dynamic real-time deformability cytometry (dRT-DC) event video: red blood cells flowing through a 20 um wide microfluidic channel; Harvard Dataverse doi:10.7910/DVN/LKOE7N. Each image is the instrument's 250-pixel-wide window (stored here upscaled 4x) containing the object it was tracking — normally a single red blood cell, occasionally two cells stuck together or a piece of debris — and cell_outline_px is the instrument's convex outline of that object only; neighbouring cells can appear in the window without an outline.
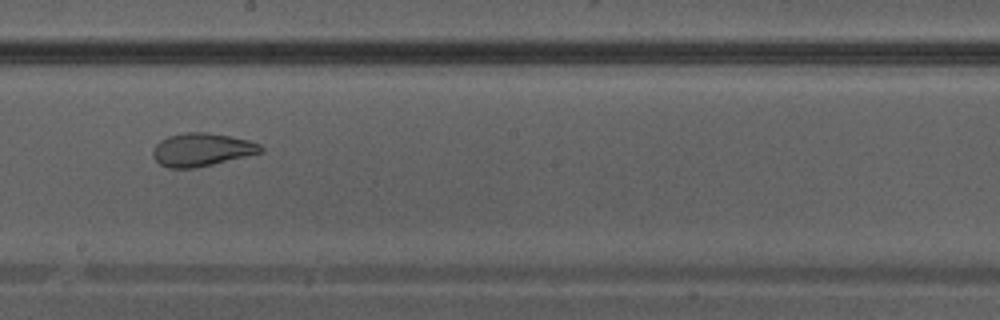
{"species": "Egyptian fruit bat (a non-hibernating species)", "species_latin": "Rousettus aegyptiacus", "temperature_condition": "warm", "stored_images_in_passage": 30, "camera_frame_rate_fps": 3000, "um_per_image_px": 0.085, "animal": {"sex": "male"}, "frame": {"image": 1, "passage_image": 13, "time_ms": 4.0, "image_size_px": [1000, 320], "cell_outline_px": [[264, 152], [196, 168], [168, 168], [160, 164], [152, 156], [152, 148], [160, 140], [168, 136], [184, 132], [204, 132], [228, 136], [248, 140], [260, 144], [264, 148]], "centroid_in_image_um": [17.13, 12.72], "position_along_channel_um": 231.1, "area_um2": 20.87}}